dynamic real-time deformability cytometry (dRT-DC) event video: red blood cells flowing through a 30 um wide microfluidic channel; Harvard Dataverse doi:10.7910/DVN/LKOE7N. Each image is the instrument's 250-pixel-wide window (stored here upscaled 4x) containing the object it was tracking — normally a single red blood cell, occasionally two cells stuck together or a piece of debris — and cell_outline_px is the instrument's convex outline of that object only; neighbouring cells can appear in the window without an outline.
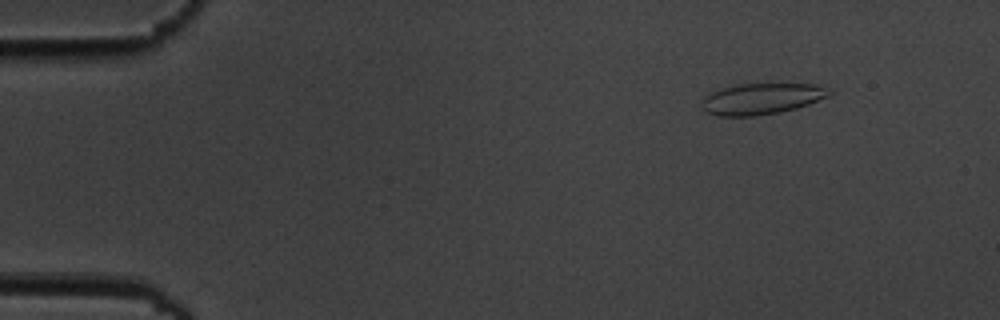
{"species": "common noctule bat (a hibernating species)", "species_latin": "Nyctalus noctula", "temperature_condition": "cold", "stored_images_in_passage": 5, "camera_frame_rate_fps": 3000, "um_per_image_px": 0.085, "animal": {"sex": "male", "body_mass_g": 19.5, "forearm_length_mm": 54.6}, "frame": {"image": 1, "passage_image": 2, "time_ms": 1.333, "image_size_px": [1000, 320], "cell_outline_px": [[832, 92], [828, 96], [808, 104], [796, 108], [780, 112], [756, 116], [716, 116], [704, 112], [704, 96], [712, 92], [724, 88], [740, 84], [820, 84], [832, 88]], "centroid_in_image_um": [64.79, 8.4], "position_along_channel_um": 20.2, "area_um2": 23.06}}
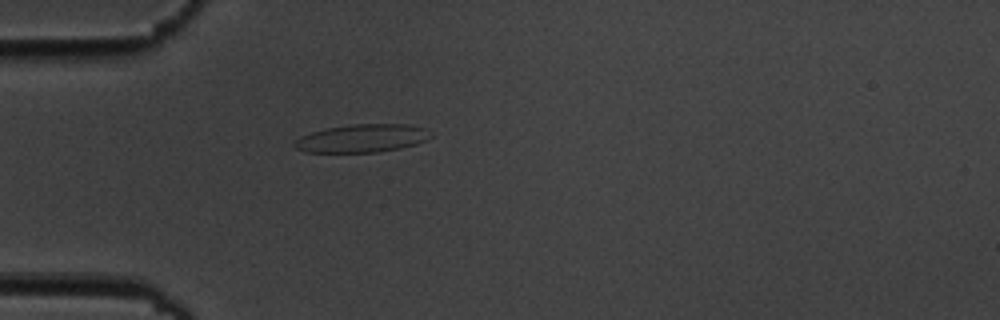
{"frame": {"image": 2, "passage_image": 5, "time_ms": 4.667, "image_size_px": [1000, 320], "cell_outline_px": [[432, 136], [416, 144], [400, 148], [376, 152], [304, 152], [296, 148], [292, 144], [300, 136], [324, 128], [352, 124], [408, 124], [424, 128]], "centroid_in_image_um": [30.73, 11.75], "position_along_channel_um": 54.3, "area_um2": 22.2}}